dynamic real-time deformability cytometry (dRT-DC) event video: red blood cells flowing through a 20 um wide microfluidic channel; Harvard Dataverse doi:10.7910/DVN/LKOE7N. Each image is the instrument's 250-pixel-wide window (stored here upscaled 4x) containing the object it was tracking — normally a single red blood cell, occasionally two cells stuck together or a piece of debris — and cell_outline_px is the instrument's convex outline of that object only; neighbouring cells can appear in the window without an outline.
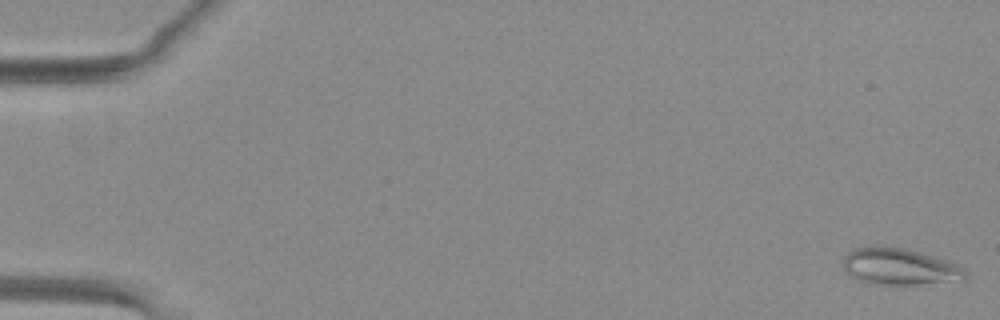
{"species": "common noctule bat (a hibernating species)", "species_latin": "Nyctalus noctula", "temperature_condition": "warm", "stored_images_in_passage": 53, "camera_frame_rate_fps": 3000, "um_per_image_px": 0.085, "animal": {"sex": "female", "body_mass_g": 29.2, "forearm_length_mm": 56.3}, "frame": {"image": 1, "passage_image": 1, "time_ms": 0.0, "image_size_px": [1000, 320], "cell_outline_px": [[968, 276], [964, 280], [916, 284], [864, 284], [852, 276], [844, 268], [844, 256], [848, 252], [856, 248], [876, 244], [904, 248], [936, 256], [948, 260], [964, 268]], "centroid_in_image_um": [76.47, 22.65], "position_along_channel_um": 8.5, "area_um2": 26.41}}
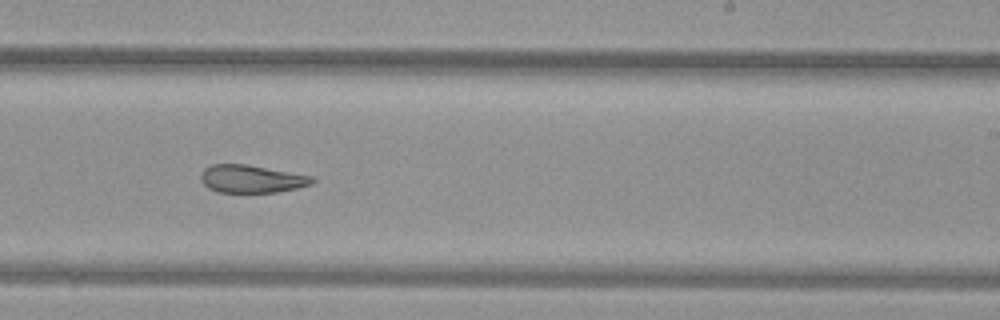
{"frame": {"image": 2, "passage_image": 33, "time_ms": 10.667, "image_size_px": [1000, 320], "cell_outline_px": [[316, 180], [312, 184], [296, 188], [276, 192], [216, 192], [208, 188], [200, 180], [200, 172], [204, 168], [212, 164], [248, 164], [312, 176]], "centroid_in_image_um": [21.35, 15.2], "position_along_channel_um": 267.7, "area_um2": 18.15}}
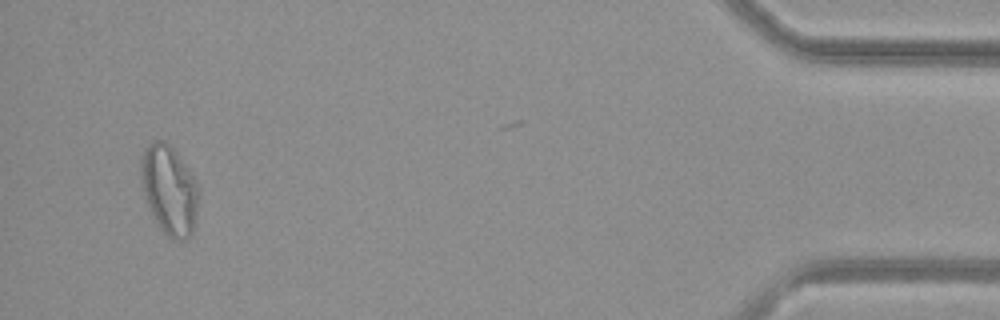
{"frame": {"image": 3, "passage_image": 50, "time_ms": 16.333, "image_size_px": [1000, 320], "cell_outline_px": [[200, 188], [196, 220], [192, 232], [188, 240], [172, 240], [160, 228], [152, 216], [148, 208], [140, 184], [140, 160], [148, 144], [152, 140], [164, 140], [176, 152], [196, 180]], "centroid_in_image_um": [14.38, 16.17], "position_along_channel_um": 420.8, "area_um2": 30.58}}